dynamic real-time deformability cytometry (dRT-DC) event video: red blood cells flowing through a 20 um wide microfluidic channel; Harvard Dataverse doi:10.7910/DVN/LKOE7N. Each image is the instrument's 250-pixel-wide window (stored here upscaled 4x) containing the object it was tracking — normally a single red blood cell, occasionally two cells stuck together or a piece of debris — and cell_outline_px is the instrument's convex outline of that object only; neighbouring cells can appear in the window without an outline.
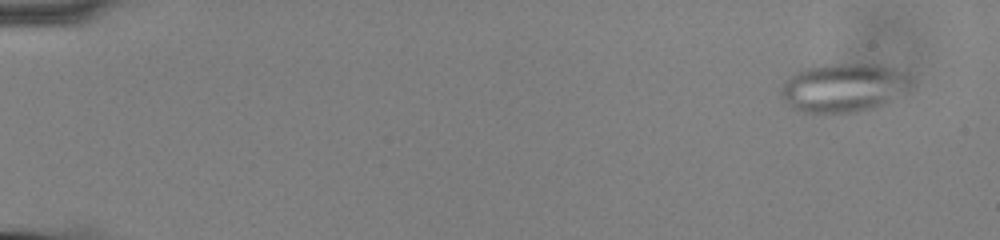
{"species": "common noctule bat (a hibernating species)", "species_latin": "Nyctalus noctula", "temperature_condition": "cold", "stored_images_in_passage": 58, "camera_frame_rate_fps": 3000, "um_per_image_px": 0.085, "animal": {"sex": "male", "body_mass_g": 13.0, "forearm_length_mm": 53.1}, "frame": {"image": 1, "passage_image": 4, "time_ms": 1.0, "image_size_px": [1000, 240], "cell_outline_px": [[908, 84], [884, 104], [872, 108], [856, 112], [804, 112], [792, 108], [780, 96], [780, 88], [796, 72], [804, 68], [820, 64], [872, 64], [892, 68], [908, 76]], "centroid_in_image_um": [71.58, 7.45], "position_along_channel_um": 13.4, "area_um2": 35.84}}
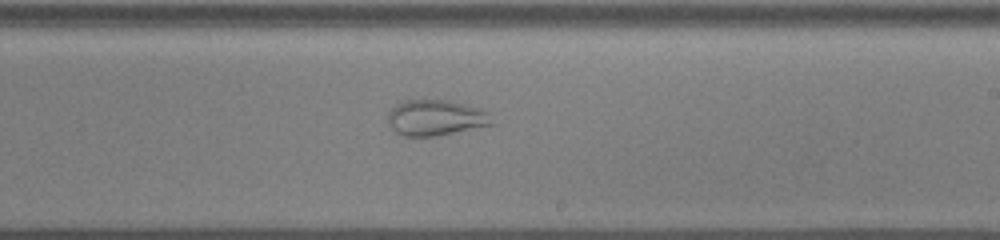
{"frame": {"image": 2, "passage_image": 36, "time_ms": 11.667, "image_size_px": [1000, 240], "cell_outline_px": [[496, 124], [436, 136], [400, 136], [388, 124], [388, 112], [396, 104], [404, 100], [448, 100], [480, 108], [492, 112]], "centroid_in_image_um": [37.09, 10.01], "position_along_channel_um": 251.9, "area_um2": 22.08}}
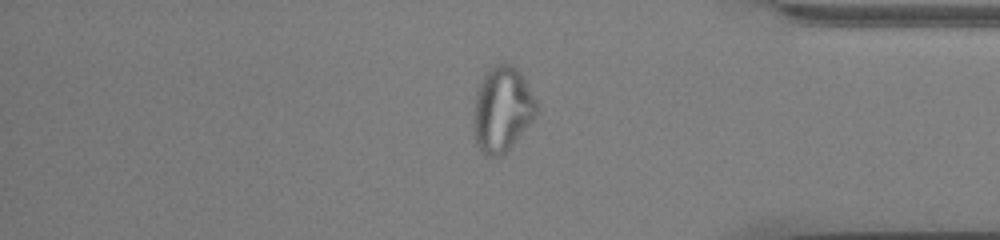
{"frame": {"image": 3, "passage_image": 49, "time_ms": 16.0, "image_size_px": [1000, 240], "cell_outline_px": [[540, 112], [512, 144], [500, 156], [484, 156], [476, 144], [472, 124], [472, 120], [476, 92], [484, 76], [492, 68], [504, 60], [512, 64], [516, 68], [524, 80], [536, 100], [540, 108]], "centroid_in_image_um": [42.68, 9.3], "position_along_channel_um": 392.5, "area_um2": 31.27}}